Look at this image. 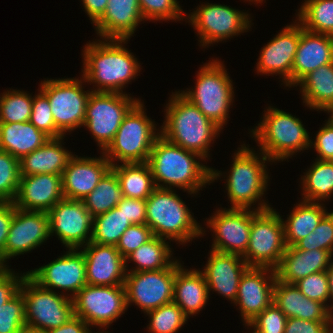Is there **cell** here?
Returning a JSON list of instances; mask_svg holds the SVG:
<instances>
[{"label": "cell", "mask_w": 333, "mask_h": 333, "mask_svg": "<svg viewBox=\"0 0 333 333\" xmlns=\"http://www.w3.org/2000/svg\"><path fill=\"white\" fill-rule=\"evenodd\" d=\"M327 113H330L329 118L333 121V107Z\"/></svg>", "instance_id": "obj_60"}, {"label": "cell", "mask_w": 333, "mask_h": 333, "mask_svg": "<svg viewBox=\"0 0 333 333\" xmlns=\"http://www.w3.org/2000/svg\"><path fill=\"white\" fill-rule=\"evenodd\" d=\"M251 136L271 162L284 161L310 148V134L302 121L272 106H268L260 123L251 129ZM276 161V162H275Z\"/></svg>", "instance_id": "obj_6"}, {"label": "cell", "mask_w": 333, "mask_h": 333, "mask_svg": "<svg viewBox=\"0 0 333 333\" xmlns=\"http://www.w3.org/2000/svg\"><path fill=\"white\" fill-rule=\"evenodd\" d=\"M20 182L19 159L0 150V202H13Z\"/></svg>", "instance_id": "obj_43"}, {"label": "cell", "mask_w": 333, "mask_h": 333, "mask_svg": "<svg viewBox=\"0 0 333 333\" xmlns=\"http://www.w3.org/2000/svg\"><path fill=\"white\" fill-rule=\"evenodd\" d=\"M145 21H183L186 14L177 0H138Z\"/></svg>", "instance_id": "obj_45"}, {"label": "cell", "mask_w": 333, "mask_h": 333, "mask_svg": "<svg viewBox=\"0 0 333 333\" xmlns=\"http://www.w3.org/2000/svg\"><path fill=\"white\" fill-rule=\"evenodd\" d=\"M297 21L310 32L333 36V0H304Z\"/></svg>", "instance_id": "obj_39"}, {"label": "cell", "mask_w": 333, "mask_h": 333, "mask_svg": "<svg viewBox=\"0 0 333 333\" xmlns=\"http://www.w3.org/2000/svg\"><path fill=\"white\" fill-rule=\"evenodd\" d=\"M26 274L27 272L15 273L9 266L0 267V307L19 291L20 284Z\"/></svg>", "instance_id": "obj_52"}, {"label": "cell", "mask_w": 333, "mask_h": 333, "mask_svg": "<svg viewBox=\"0 0 333 333\" xmlns=\"http://www.w3.org/2000/svg\"><path fill=\"white\" fill-rule=\"evenodd\" d=\"M184 269L180 260L175 261L173 302L189 318L198 314L209 300V289L200 269Z\"/></svg>", "instance_id": "obj_29"}, {"label": "cell", "mask_w": 333, "mask_h": 333, "mask_svg": "<svg viewBox=\"0 0 333 333\" xmlns=\"http://www.w3.org/2000/svg\"><path fill=\"white\" fill-rule=\"evenodd\" d=\"M298 85L307 108L328 112L333 107V63L311 71L296 84Z\"/></svg>", "instance_id": "obj_33"}, {"label": "cell", "mask_w": 333, "mask_h": 333, "mask_svg": "<svg viewBox=\"0 0 333 333\" xmlns=\"http://www.w3.org/2000/svg\"><path fill=\"white\" fill-rule=\"evenodd\" d=\"M281 217L273 207L252 209L249 245L242 256L249 267H278L287 247Z\"/></svg>", "instance_id": "obj_9"}, {"label": "cell", "mask_w": 333, "mask_h": 333, "mask_svg": "<svg viewBox=\"0 0 333 333\" xmlns=\"http://www.w3.org/2000/svg\"><path fill=\"white\" fill-rule=\"evenodd\" d=\"M74 314L91 327H109L126 312L124 285L99 286L86 284L73 298Z\"/></svg>", "instance_id": "obj_14"}, {"label": "cell", "mask_w": 333, "mask_h": 333, "mask_svg": "<svg viewBox=\"0 0 333 333\" xmlns=\"http://www.w3.org/2000/svg\"><path fill=\"white\" fill-rule=\"evenodd\" d=\"M128 95L125 92H91L89 95L84 127L89 129L102 152L113 140L124 116L139 101Z\"/></svg>", "instance_id": "obj_13"}, {"label": "cell", "mask_w": 333, "mask_h": 333, "mask_svg": "<svg viewBox=\"0 0 333 333\" xmlns=\"http://www.w3.org/2000/svg\"><path fill=\"white\" fill-rule=\"evenodd\" d=\"M121 185L124 197L146 200L156 188L151 168L146 163L111 165Z\"/></svg>", "instance_id": "obj_35"}, {"label": "cell", "mask_w": 333, "mask_h": 333, "mask_svg": "<svg viewBox=\"0 0 333 333\" xmlns=\"http://www.w3.org/2000/svg\"><path fill=\"white\" fill-rule=\"evenodd\" d=\"M15 208L13 202H0V267H3V251Z\"/></svg>", "instance_id": "obj_55"}, {"label": "cell", "mask_w": 333, "mask_h": 333, "mask_svg": "<svg viewBox=\"0 0 333 333\" xmlns=\"http://www.w3.org/2000/svg\"><path fill=\"white\" fill-rule=\"evenodd\" d=\"M213 214L206 221L214 235L211 249L243 256L249 245L252 210L218 208Z\"/></svg>", "instance_id": "obj_18"}, {"label": "cell", "mask_w": 333, "mask_h": 333, "mask_svg": "<svg viewBox=\"0 0 333 333\" xmlns=\"http://www.w3.org/2000/svg\"><path fill=\"white\" fill-rule=\"evenodd\" d=\"M324 203L301 200L293 207L287 220L281 218L284 227L286 246H293L300 239L308 236L328 213Z\"/></svg>", "instance_id": "obj_34"}, {"label": "cell", "mask_w": 333, "mask_h": 333, "mask_svg": "<svg viewBox=\"0 0 333 333\" xmlns=\"http://www.w3.org/2000/svg\"><path fill=\"white\" fill-rule=\"evenodd\" d=\"M294 284L306 297L325 304L330 310V290L326 271L312 273Z\"/></svg>", "instance_id": "obj_48"}, {"label": "cell", "mask_w": 333, "mask_h": 333, "mask_svg": "<svg viewBox=\"0 0 333 333\" xmlns=\"http://www.w3.org/2000/svg\"><path fill=\"white\" fill-rule=\"evenodd\" d=\"M284 333H333V321L287 318Z\"/></svg>", "instance_id": "obj_53"}, {"label": "cell", "mask_w": 333, "mask_h": 333, "mask_svg": "<svg viewBox=\"0 0 333 333\" xmlns=\"http://www.w3.org/2000/svg\"><path fill=\"white\" fill-rule=\"evenodd\" d=\"M128 39H102L83 47V74L92 92L123 93L140 73V63L125 47ZM95 84V85H94ZM97 87V88H96Z\"/></svg>", "instance_id": "obj_2"}, {"label": "cell", "mask_w": 333, "mask_h": 333, "mask_svg": "<svg viewBox=\"0 0 333 333\" xmlns=\"http://www.w3.org/2000/svg\"><path fill=\"white\" fill-rule=\"evenodd\" d=\"M301 176V200L320 203L333 197V161L318 160Z\"/></svg>", "instance_id": "obj_37"}, {"label": "cell", "mask_w": 333, "mask_h": 333, "mask_svg": "<svg viewBox=\"0 0 333 333\" xmlns=\"http://www.w3.org/2000/svg\"><path fill=\"white\" fill-rule=\"evenodd\" d=\"M130 226L125 215L114 207L110 211L94 217L91 242L116 246L120 237Z\"/></svg>", "instance_id": "obj_40"}, {"label": "cell", "mask_w": 333, "mask_h": 333, "mask_svg": "<svg viewBox=\"0 0 333 333\" xmlns=\"http://www.w3.org/2000/svg\"><path fill=\"white\" fill-rule=\"evenodd\" d=\"M63 198L61 175L36 174L20 176L13 203L21 210L48 212Z\"/></svg>", "instance_id": "obj_25"}, {"label": "cell", "mask_w": 333, "mask_h": 333, "mask_svg": "<svg viewBox=\"0 0 333 333\" xmlns=\"http://www.w3.org/2000/svg\"><path fill=\"white\" fill-rule=\"evenodd\" d=\"M91 330L92 329L89 328L83 319L78 316H74L60 327L48 330L45 333H91Z\"/></svg>", "instance_id": "obj_56"}, {"label": "cell", "mask_w": 333, "mask_h": 333, "mask_svg": "<svg viewBox=\"0 0 333 333\" xmlns=\"http://www.w3.org/2000/svg\"><path fill=\"white\" fill-rule=\"evenodd\" d=\"M253 3L255 2L256 3V5L258 4V3H263V1L264 0H251Z\"/></svg>", "instance_id": "obj_61"}, {"label": "cell", "mask_w": 333, "mask_h": 333, "mask_svg": "<svg viewBox=\"0 0 333 333\" xmlns=\"http://www.w3.org/2000/svg\"><path fill=\"white\" fill-rule=\"evenodd\" d=\"M210 250L206 266L201 271L209 294L213 290L234 303L241 276L249 266L242 256Z\"/></svg>", "instance_id": "obj_24"}, {"label": "cell", "mask_w": 333, "mask_h": 333, "mask_svg": "<svg viewBox=\"0 0 333 333\" xmlns=\"http://www.w3.org/2000/svg\"><path fill=\"white\" fill-rule=\"evenodd\" d=\"M144 22L138 0H108L103 16L93 25L102 39H130Z\"/></svg>", "instance_id": "obj_27"}, {"label": "cell", "mask_w": 333, "mask_h": 333, "mask_svg": "<svg viewBox=\"0 0 333 333\" xmlns=\"http://www.w3.org/2000/svg\"><path fill=\"white\" fill-rule=\"evenodd\" d=\"M25 301L26 326L44 332L60 327L75 316L73 300L59 290L41 287L27 274L20 289Z\"/></svg>", "instance_id": "obj_10"}, {"label": "cell", "mask_w": 333, "mask_h": 333, "mask_svg": "<svg viewBox=\"0 0 333 333\" xmlns=\"http://www.w3.org/2000/svg\"><path fill=\"white\" fill-rule=\"evenodd\" d=\"M311 147L317 152L316 159L331 160L333 158V121L330 118L317 131L315 141H310Z\"/></svg>", "instance_id": "obj_51"}, {"label": "cell", "mask_w": 333, "mask_h": 333, "mask_svg": "<svg viewBox=\"0 0 333 333\" xmlns=\"http://www.w3.org/2000/svg\"><path fill=\"white\" fill-rule=\"evenodd\" d=\"M298 250L312 251L315 249L329 251L333 255V211L328 212L319 222L316 229L294 245Z\"/></svg>", "instance_id": "obj_44"}, {"label": "cell", "mask_w": 333, "mask_h": 333, "mask_svg": "<svg viewBox=\"0 0 333 333\" xmlns=\"http://www.w3.org/2000/svg\"><path fill=\"white\" fill-rule=\"evenodd\" d=\"M18 333H45V332L25 325L23 328L19 330Z\"/></svg>", "instance_id": "obj_59"}, {"label": "cell", "mask_w": 333, "mask_h": 333, "mask_svg": "<svg viewBox=\"0 0 333 333\" xmlns=\"http://www.w3.org/2000/svg\"><path fill=\"white\" fill-rule=\"evenodd\" d=\"M97 333H108V331H103V332H98V331H97ZM109 333H110V332H109Z\"/></svg>", "instance_id": "obj_62"}, {"label": "cell", "mask_w": 333, "mask_h": 333, "mask_svg": "<svg viewBox=\"0 0 333 333\" xmlns=\"http://www.w3.org/2000/svg\"><path fill=\"white\" fill-rule=\"evenodd\" d=\"M80 249L85 257L88 285H124L127 274L125 259L116 246L90 242Z\"/></svg>", "instance_id": "obj_23"}, {"label": "cell", "mask_w": 333, "mask_h": 333, "mask_svg": "<svg viewBox=\"0 0 333 333\" xmlns=\"http://www.w3.org/2000/svg\"><path fill=\"white\" fill-rule=\"evenodd\" d=\"M332 256L326 250L306 251L287 246L278 267L275 269L276 278L282 282L294 284L312 273L326 271Z\"/></svg>", "instance_id": "obj_30"}, {"label": "cell", "mask_w": 333, "mask_h": 333, "mask_svg": "<svg viewBox=\"0 0 333 333\" xmlns=\"http://www.w3.org/2000/svg\"><path fill=\"white\" fill-rule=\"evenodd\" d=\"M89 20L95 24L104 14L108 0H81Z\"/></svg>", "instance_id": "obj_57"}, {"label": "cell", "mask_w": 333, "mask_h": 333, "mask_svg": "<svg viewBox=\"0 0 333 333\" xmlns=\"http://www.w3.org/2000/svg\"><path fill=\"white\" fill-rule=\"evenodd\" d=\"M199 159L204 160L199 154L183 149L160 135L154 142L147 163L156 187H176L194 195L223 175L221 171L197 161Z\"/></svg>", "instance_id": "obj_1"}, {"label": "cell", "mask_w": 333, "mask_h": 333, "mask_svg": "<svg viewBox=\"0 0 333 333\" xmlns=\"http://www.w3.org/2000/svg\"><path fill=\"white\" fill-rule=\"evenodd\" d=\"M197 72L196 86L179 92L221 129L227 125L234 102L232 79L222 61L212 59Z\"/></svg>", "instance_id": "obj_8"}, {"label": "cell", "mask_w": 333, "mask_h": 333, "mask_svg": "<svg viewBox=\"0 0 333 333\" xmlns=\"http://www.w3.org/2000/svg\"><path fill=\"white\" fill-rule=\"evenodd\" d=\"M195 9L187 20L199 36L200 47L229 40L251 29L248 12L215 3H205Z\"/></svg>", "instance_id": "obj_12"}, {"label": "cell", "mask_w": 333, "mask_h": 333, "mask_svg": "<svg viewBox=\"0 0 333 333\" xmlns=\"http://www.w3.org/2000/svg\"><path fill=\"white\" fill-rule=\"evenodd\" d=\"M33 96L26 91L7 90L0 95V123L28 122Z\"/></svg>", "instance_id": "obj_41"}, {"label": "cell", "mask_w": 333, "mask_h": 333, "mask_svg": "<svg viewBox=\"0 0 333 333\" xmlns=\"http://www.w3.org/2000/svg\"><path fill=\"white\" fill-rule=\"evenodd\" d=\"M25 325V301L19 290L0 307V333H18Z\"/></svg>", "instance_id": "obj_46"}, {"label": "cell", "mask_w": 333, "mask_h": 333, "mask_svg": "<svg viewBox=\"0 0 333 333\" xmlns=\"http://www.w3.org/2000/svg\"><path fill=\"white\" fill-rule=\"evenodd\" d=\"M153 237L152 230L147 224L131 225L120 237L116 249L125 259L141 245L148 242Z\"/></svg>", "instance_id": "obj_50"}, {"label": "cell", "mask_w": 333, "mask_h": 333, "mask_svg": "<svg viewBox=\"0 0 333 333\" xmlns=\"http://www.w3.org/2000/svg\"><path fill=\"white\" fill-rule=\"evenodd\" d=\"M328 275V281H329V290H330V311L333 314V261L331 260V263L329 267L326 270ZM332 302V303H331Z\"/></svg>", "instance_id": "obj_58"}, {"label": "cell", "mask_w": 333, "mask_h": 333, "mask_svg": "<svg viewBox=\"0 0 333 333\" xmlns=\"http://www.w3.org/2000/svg\"><path fill=\"white\" fill-rule=\"evenodd\" d=\"M300 40V23L286 25L273 39L262 47L257 73L260 75H279L285 87H292V66ZM270 74V75H269Z\"/></svg>", "instance_id": "obj_20"}, {"label": "cell", "mask_w": 333, "mask_h": 333, "mask_svg": "<svg viewBox=\"0 0 333 333\" xmlns=\"http://www.w3.org/2000/svg\"><path fill=\"white\" fill-rule=\"evenodd\" d=\"M164 112L161 135L169 142L199 154L204 161L209 159L211 143L222 129L179 91L169 97Z\"/></svg>", "instance_id": "obj_3"}, {"label": "cell", "mask_w": 333, "mask_h": 333, "mask_svg": "<svg viewBox=\"0 0 333 333\" xmlns=\"http://www.w3.org/2000/svg\"><path fill=\"white\" fill-rule=\"evenodd\" d=\"M110 169L111 163L103 153L99 158L74 154L61 175L64 198L84 200Z\"/></svg>", "instance_id": "obj_22"}, {"label": "cell", "mask_w": 333, "mask_h": 333, "mask_svg": "<svg viewBox=\"0 0 333 333\" xmlns=\"http://www.w3.org/2000/svg\"><path fill=\"white\" fill-rule=\"evenodd\" d=\"M144 106L140 99L128 111L111 143L101 151L111 165L148 161L161 129L155 127V121L147 116Z\"/></svg>", "instance_id": "obj_7"}, {"label": "cell", "mask_w": 333, "mask_h": 333, "mask_svg": "<svg viewBox=\"0 0 333 333\" xmlns=\"http://www.w3.org/2000/svg\"><path fill=\"white\" fill-rule=\"evenodd\" d=\"M253 150L248 144L238 147L233 156L232 166L227 176H224L227 177L225 186L231 202L230 208L258 211L272 208L268 202H265L266 200H263L270 181L266 164L271 163V160L261 151L255 153ZM256 203L258 207L255 208Z\"/></svg>", "instance_id": "obj_4"}, {"label": "cell", "mask_w": 333, "mask_h": 333, "mask_svg": "<svg viewBox=\"0 0 333 333\" xmlns=\"http://www.w3.org/2000/svg\"><path fill=\"white\" fill-rule=\"evenodd\" d=\"M276 271L248 267L241 276L234 304L239 306L245 327L273 302Z\"/></svg>", "instance_id": "obj_21"}, {"label": "cell", "mask_w": 333, "mask_h": 333, "mask_svg": "<svg viewBox=\"0 0 333 333\" xmlns=\"http://www.w3.org/2000/svg\"><path fill=\"white\" fill-rule=\"evenodd\" d=\"M273 302L287 318L333 321V314L325 304L309 299L295 284H288L277 278L273 288Z\"/></svg>", "instance_id": "obj_28"}, {"label": "cell", "mask_w": 333, "mask_h": 333, "mask_svg": "<svg viewBox=\"0 0 333 333\" xmlns=\"http://www.w3.org/2000/svg\"><path fill=\"white\" fill-rule=\"evenodd\" d=\"M175 262L162 270L127 272L124 286L127 308L132 303L147 313L173 302Z\"/></svg>", "instance_id": "obj_15"}, {"label": "cell", "mask_w": 333, "mask_h": 333, "mask_svg": "<svg viewBox=\"0 0 333 333\" xmlns=\"http://www.w3.org/2000/svg\"><path fill=\"white\" fill-rule=\"evenodd\" d=\"M333 63V36L305 30L300 24V40L292 66V86L320 66Z\"/></svg>", "instance_id": "obj_26"}, {"label": "cell", "mask_w": 333, "mask_h": 333, "mask_svg": "<svg viewBox=\"0 0 333 333\" xmlns=\"http://www.w3.org/2000/svg\"><path fill=\"white\" fill-rule=\"evenodd\" d=\"M38 92L37 95L33 96L32 112L29 121L49 138L64 136L56 128L48 98L40 90Z\"/></svg>", "instance_id": "obj_47"}, {"label": "cell", "mask_w": 333, "mask_h": 333, "mask_svg": "<svg viewBox=\"0 0 333 333\" xmlns=\"http://www.w3.org/2000/svg\"><path fill=\"white\" fill-rule=\"evenodd\" d=\"M116 207L131 225L146 224V200L123 197Z\"/></svg>", "instance_id": "obj_54"}, {"label": "cell", "mask_w": 333, "mask_h": 333, "mask_svg": "<svg viewBox=\"0 0 333 333\" xmlns=\"http://www.w3.org/2000/svg\"><path fill=\"white\" fill-rule=\"evenodd\" d=\"M47 213L50 236L56 235L67 249H80L91 242L94 217L83 200L63 198Z\"/></svg>", "instance_id": "obj_16"}, {"label": "cell", "mask_w": 333, "mask_h": 333, "mask_svg": "<svg viewBox=\"0 0 333 333\" xmlns=\"http://www.w3.org/2000/svg\"><path fill=\"white\" fill-rule=\"evenodd\" d=\"M65 136L49 138L41 147L23 156L19 160L20 176L36 174L62 175L69 160L74 155L64 149Z\"/></svg>", "instance_id": "obj_31"}, {"label": "cell", "mask_w": 333, "mask_h": 333, "mask_svg": "<svg viewBox=\"0 0 333 333\" xmlns=\"http://www.w3.org/2000/svg\"><path fill=\"white\" fill-rule=\"evenodd\" d=\"M50 237L49 216L44 211H25L15 208L3 251V267L15 256L37 249Z\"/></svg>", "instance_id": "obj_19"}, {"label": "cell", "mask_w": 333, "mask_h": 333, "mask_svg": "<svg viewBox=\"0 0 333 333\" xmlns=\"http://www.w3.org/2000/svg\"><path fill=\"white\" fill-rule=\"evenodd\" d=\"M66 250L65 254L50 263L27 271V275L41 287L53 291L63 290L60 293H67V297L72 299L87 284L86 263L82 250Z\"/></svg>", "instance_id": "obj_17"}, {"label": "cell", "mask_w": 333, "mask_h": 333, "mask_svg": "<svg viewBox=\"0 0 333 333\" xmlns=\"http://www.w3.org/2000/svg\"><path fill=\"white\" fill-rule=\"evenodd\" d=\"M166 239L153 236L148 242L125 258L126 271L141 272L169 268L176 260L172 258V248ZM172 258V259H171ZM129 261L136 266L128 270Z\"/></svg>", "instance_id": "obj_36"}, {"label": "cell", "mask_w": 333, "mask_h": 333, "mask_svg": "<svg viewBox=\"0 0 333 333\" xmlns=\"http://www.w3.org/2000/svg\"><path fill=\"white\" fill-rule=\"evenodd\" d=\"M145 314L150 318L147 326L150 333H177L189 319L174 302L162 305Z\"/></svg>", "instance_id": "obj_42"}, {"label": "cell", "mask_w": 333, "mask_h": 333, "mask_svg": "<svg viewBox=\"0 0 333 333\" xmlns=\"http://www.w3.org/2000/svg\"><path fill=\"white\" fill-rule=\"evenodd\" d=\"M123 197L118 177L110 169L83 202L88 212L96 217L116 207Z\"/></svg>", "instance_id": "obj_38"}, {"label": "cell", "mask_w": 333, "mask_h": 333, "mask_svg": "<svg viewBox=\"0 0 333 333\" xmlns=\"http://www.w3.org/2000/svg\"><path fill=\"white\" fill-rule=\"evenodd\" d=\"M287 323L286 315L272 302L247 327L252 333H284Z\"/></svg>", "instance_id": "obj_49"}, {"label": "cell", "mask_w": 333, "mask_h": 333, "mask_svg": "<svg viewBox=\"0 0 333 333\" xmlns=\"http://www.w3.org/2000/svg\"><path fill=\"white\" fill-rule=\"evenodd\" d=\"M48 139L49 137L30 121L0 123V150L19 160L41 147Z\"/></svg>", "instance_id": "obj_32"}, {"label": "cell", "mask_w": 333, "mask_h": 333, "mask_svg": "<svg viewBox=\"0 0 333 333\" xmlns=\"http://www.w3.org/2000/svg\"><path fill=\"white\" fill-rule=\"evenodd\" d=\"M83 77L45 79L39 90L48 98L56 128L66 136L84 126L86 104L92 91H85Z\"/></svg>", "instance_id": "obj_11"}, {"label": "cell", "mask_w": 333, "mask_h": 333, "mask_svg": "<svg viewBox=\"0 0 333 333\" xmlns=\"http://www.w3.org/2000/svg\"><path fill=\"white\" fill-rule=\"evenodd\" d=\"M174 190L158 187L153 190L146 199V224L153 236L183 245L204 236L206 230Z\"/></svg>", "instance_id": "obj_5"}]
</instances>
